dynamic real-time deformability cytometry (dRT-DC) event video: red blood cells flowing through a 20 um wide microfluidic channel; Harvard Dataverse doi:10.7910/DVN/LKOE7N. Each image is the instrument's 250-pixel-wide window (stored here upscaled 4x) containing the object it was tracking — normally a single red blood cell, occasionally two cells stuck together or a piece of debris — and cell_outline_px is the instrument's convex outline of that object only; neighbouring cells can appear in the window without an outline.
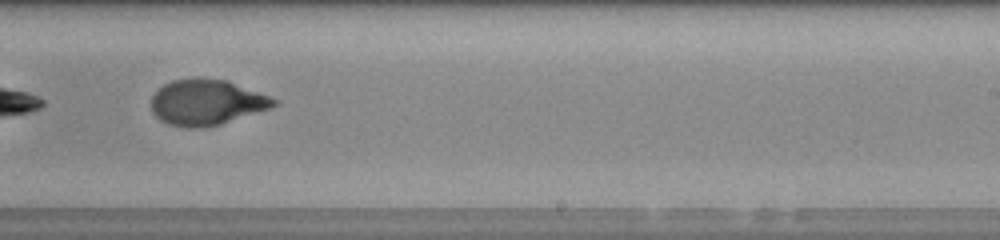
{"species": "human", "species_latin": "Homo sapiens", "temperature_condition": "room temperature", "stored_images_in_passage": 52, "segment_of_instrument_passage": [2, 2], "camera_frame_rate_fps": 3000, "um_per_image_px": 0.085, "donor": {"sex": "male"}, "frame": {"image": 1, "passage_image": 34, "time_ms": 11.0, "image_size_px": [1000, 240], "cell_outline_px": [[280, 104], [220, 124], [200, 128], [188, 128], [168, 124], [160, 120], [152, 112], [152, 96], [164, 84], [172, 80], [224, 80], [280, 100]], "centroid_in_image_um": [17.55, 8.73], "position_along_channel_um": 271.5, "area_um2": 31.67}}